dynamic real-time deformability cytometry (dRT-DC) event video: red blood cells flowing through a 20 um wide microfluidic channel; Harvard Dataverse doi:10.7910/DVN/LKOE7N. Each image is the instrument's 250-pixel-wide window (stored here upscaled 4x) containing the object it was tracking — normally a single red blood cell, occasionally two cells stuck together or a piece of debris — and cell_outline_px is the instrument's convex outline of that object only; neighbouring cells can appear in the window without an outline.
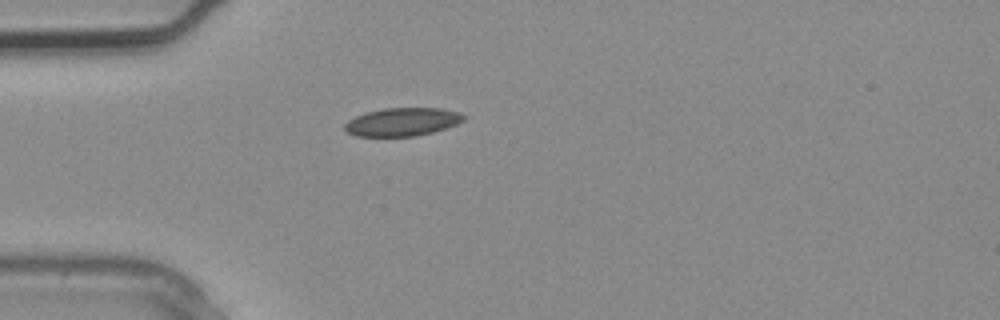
{"species": "common noctule bat (a hibernating species)", "species_latin": "Nyctalus noctula", "temperature_condition": "warm", "stored_images_in_passage": 2, "camera_frame_rate_fps": 3000, "um_per_image_px": 0.085, "animal": {"sex": "male", "body_mass_g": 20.4}, "frame": {"image": 1, "passage_image": 2, "time_ms": 0.333, "image_size_px": [1000, 320], "cell_outline_px": [[468, 116], [464, 120], [456, 124], [432, 132], [416, 136], [356, 136], [348, 132], [344, 128], [344, 124], [348, 120], [356, 116], [368, 112], [384, 108], [440, 108], [460, 112]], "centroid_in_image_um": [34.22, 10.35], "position_along_channel_um": 50.8, "area_um2": 19.48}}